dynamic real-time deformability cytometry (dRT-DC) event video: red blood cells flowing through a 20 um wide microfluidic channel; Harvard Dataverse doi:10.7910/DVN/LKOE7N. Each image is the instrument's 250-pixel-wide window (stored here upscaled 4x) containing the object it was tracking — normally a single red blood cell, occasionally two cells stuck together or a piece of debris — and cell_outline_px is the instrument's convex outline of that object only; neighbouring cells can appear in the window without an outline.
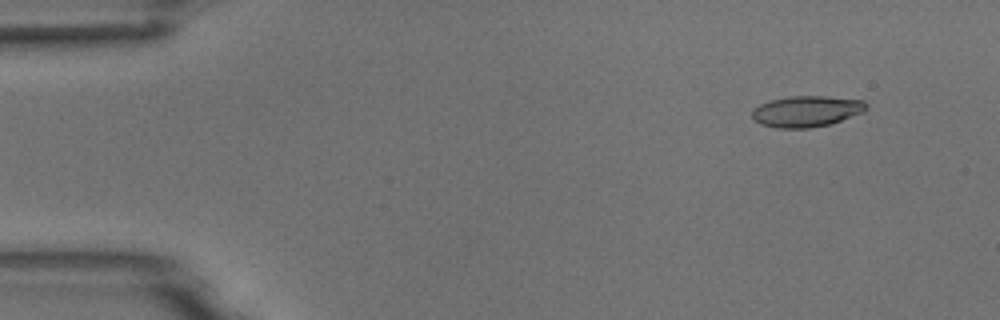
{"species": "common noctule bat (a hibernating species)", "species_latin": "Nyctalus noctula", "temperature_condition": "room temperature", "stored_images_in_passage": 4, "camera_frame_rate_fps": 3000, "um_per_image_px": 0.085, "animal": {"sex": "male", "body_mass_g": 18.8}, "frame": {"image": 1, "passage_image": 2, "time_ms": 1.0, "image_size_px": [1000, 320], "cell_outline_px": [[868, 108], [864, 112], [828, 124], [808, 128], [776, 128], [760, 124], [752, 120], [752, 108], [760, 104], [772, 100], [788, 96], [828, 96], [864, 100], [868, 104]], "centroid_in_image_um": [68.54, 9.45], "position_along_channel_um": 16.5, "area_um2": 20.81}}
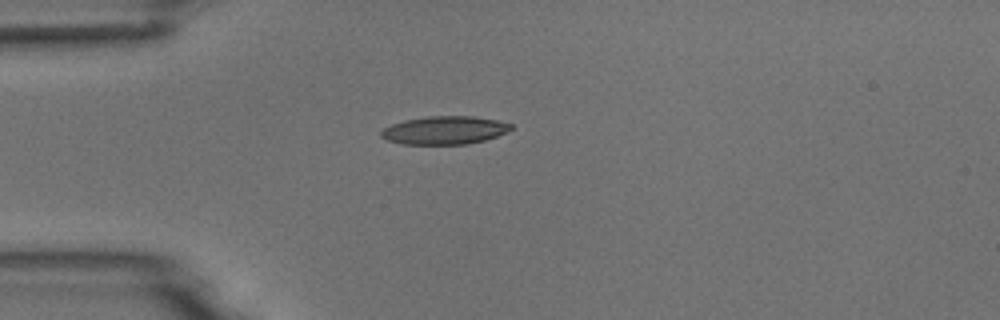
{"frame": {"image": 2, "passage_image": 4, "time_ms": 4.0, "image_size_px": [1000, 320], "cell_outline_px": [[512, 128], [508, 132], [484, 140], [468, 144], [404, 144], [388, 140], [380, 136], [380, 132], [384, 128], [392, 124], [404, 120], [428, 116], [472, 116], [496, 120], [512, 124]], "centroid_in_image_um": [37.79, 11.07], "position_along_channel_um": 47.2, "area_um2": 21.21}}